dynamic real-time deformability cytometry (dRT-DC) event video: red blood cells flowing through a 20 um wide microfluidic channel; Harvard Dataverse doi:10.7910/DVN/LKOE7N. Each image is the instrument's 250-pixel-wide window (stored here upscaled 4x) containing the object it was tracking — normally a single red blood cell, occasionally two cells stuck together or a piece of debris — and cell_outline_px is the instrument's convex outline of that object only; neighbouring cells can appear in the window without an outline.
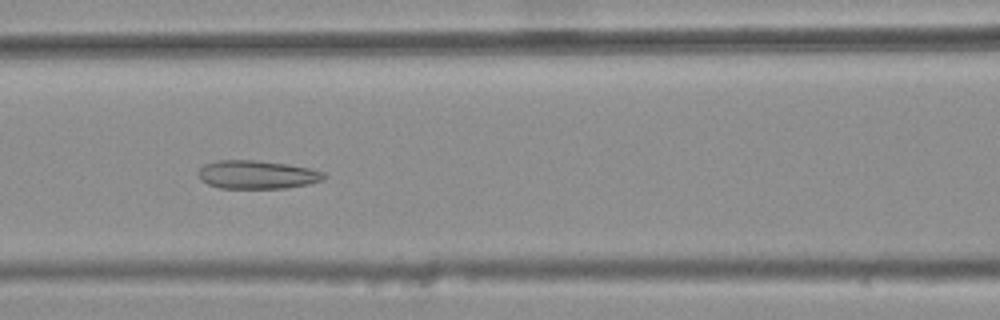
{"species": "common noctule bat (a hibernating species)", "species_latin": "Nyctalus noctula", "temperature_condition": "warm", "stored_images_in_passage": 43, "camera_frame_rate_fps": 3000, "um_per_image_px": 0.085, "animal": {"sex": "female", "body_mass_g": 25.1}, "frame": {"image": 1, "passage_image": 21, "time_ms": 6.667, "image_size_px": [1000, 320], "cell_outline_px": [[328, 176], [324, 180], [308, 184], [284, 188], [220, 188], [208, 184], [200, 180], [200, 168], [204, 164], [220, 160], [256, 160], [288, 164], [312, 168], [324, 172]], "centroid_in_image_um": [21.91, 14.84], "position_along_channel_um": 144.7, "area_um2": 20.87}}
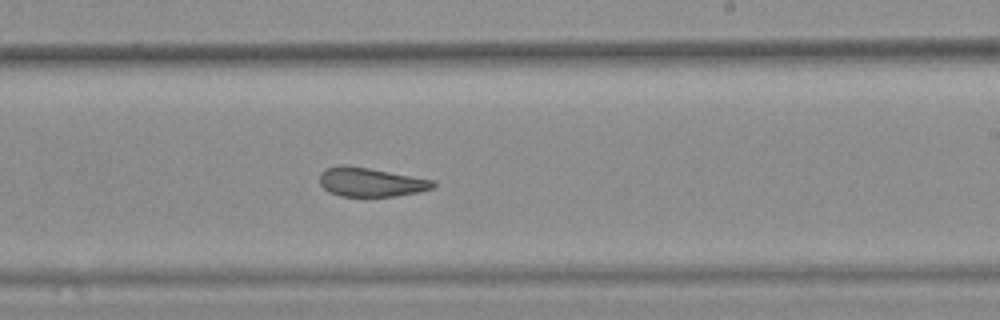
{"frame": {"image": 2, "passage_image": 30, "time_ms": 9.667, "image_size_px": [1000, 320], "cell_outline_px": [[436, 184], [432, 188], [420, 192], [396, 196], [340, 196], [328, 192], [320, 184], [320, 172], [324, 168], [344, 164], [368, 168], [436, 180]], "centroid_in_image_um": [31.51, 15.48], "position_along_channel_um": 257.5, "area_um2": 19.31}}
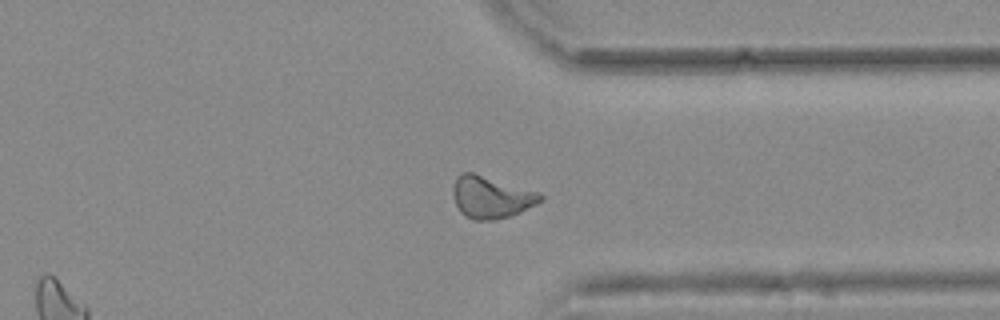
{"frame": {"image": 3, "passage_image": 39, "time_ms": 12.667, "image_size_px": [1000, 320], "cell_outline_px": [[544, 200], [520, 212], [496, 220], [476, 220], [464, 216], [460, 212], [456, 204], [452, 192], [452, 188], [456, 176], [460, 172], [472, 172], [540, 192], [544, 196]], "centroid_in_image_um": [41.74, 16.75], "position_along_channel_um": 369.7, "area_um2": 21.56}, "authors_computed_cell_mechanics": {"area_um2": 21.1548, "velocity_mm_per_s": 3.7635, "shape_relaxation_time_tau1_ms": null, "shape_relaxation_time_tau2_ms": 2.5041, "deformation_change_tau1": null, "deformation_change_tau2": 0.1005}}